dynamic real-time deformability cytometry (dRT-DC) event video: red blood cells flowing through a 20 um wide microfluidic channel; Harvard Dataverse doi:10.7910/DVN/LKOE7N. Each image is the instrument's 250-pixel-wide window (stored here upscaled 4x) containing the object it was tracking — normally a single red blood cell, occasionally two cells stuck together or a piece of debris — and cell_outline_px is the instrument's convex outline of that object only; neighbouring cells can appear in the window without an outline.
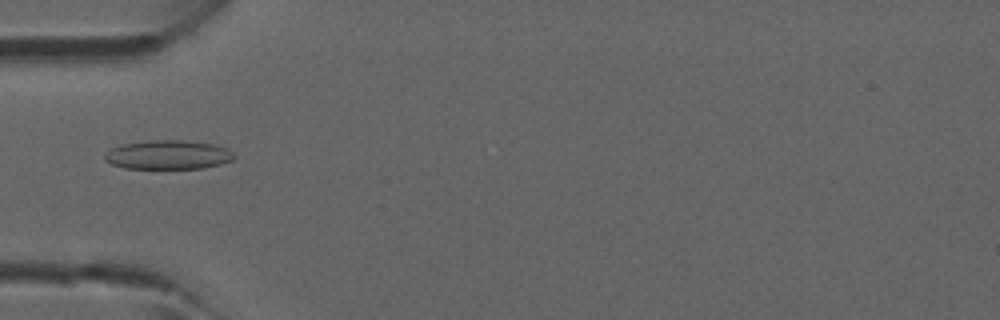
{"species": "common noctule bat (a hibernating species)", "species_latin": "Nyctalus noctula", "temperature_condition": "room temperature", "stored_images_in_passage": 38, "camera_frame_rate_fps": 3000, "um_per_image_px": 0.085, "animal": {"sex": "male", "forearm_length_mm": 52.5}, "frame": {"image": 1, "passage_image": 7, "time_ms": 2.0, "image_size_px": [1000, 320], "cell_outline_px": [[236, 156], [232, 160], [220, 164], [204, 168], [124, 168], [112, 164], [104, 160], [104, 156], [112, 148], [124, 144], [148, 140], [184, 140], [212, 144], [228, 148]], "centroid_in_image_um": [14.31, 13.15], "position_along_channel_um": 70.7, "area_um2": 21.79}}
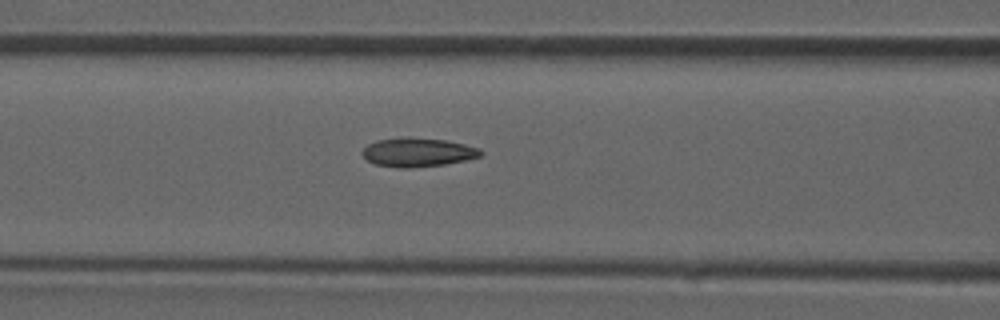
{"frame": {"image": 2, "passage_image": 11, "time_ms": 3.333, "image_size_px": [1000, 320], "cell_outline_px": [[484, 152], [480, 156], [464, 160], [444, 164], [408, 168], [400, 168], [376, 164], [368, 160], [360, 152], [368, 144], [376, 140], [400, 136], [408, 136], [444, 140], [464, 144], [480, 148]], "centroid_in_image_um": [35.48, 12.92], "position_along_channel_um": 131.1, "area_um2": 20.0}}
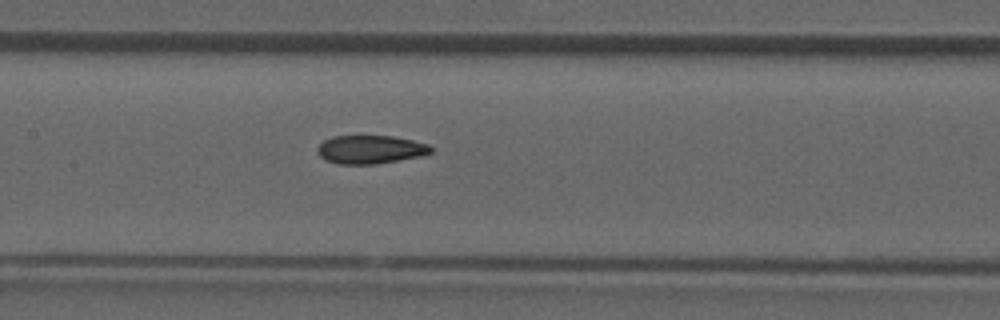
{"frame": {"image": 3, "passage_image": 14, "time_ms": 4.333, "image_size_px": [1000, 320], "cell_outline_px": [[432, 152], [420, 156], [376, 164], [336, 164], [324, 160], [316, 152], [316, 148], [324, 140], [332, 136], [392, 136], [412, 140], [428, 144], [432, 148]], "centroid_in_image_um": [31.43, 12.71], "position_along_channel_um": 176.0, "area_um2": 18.84}}